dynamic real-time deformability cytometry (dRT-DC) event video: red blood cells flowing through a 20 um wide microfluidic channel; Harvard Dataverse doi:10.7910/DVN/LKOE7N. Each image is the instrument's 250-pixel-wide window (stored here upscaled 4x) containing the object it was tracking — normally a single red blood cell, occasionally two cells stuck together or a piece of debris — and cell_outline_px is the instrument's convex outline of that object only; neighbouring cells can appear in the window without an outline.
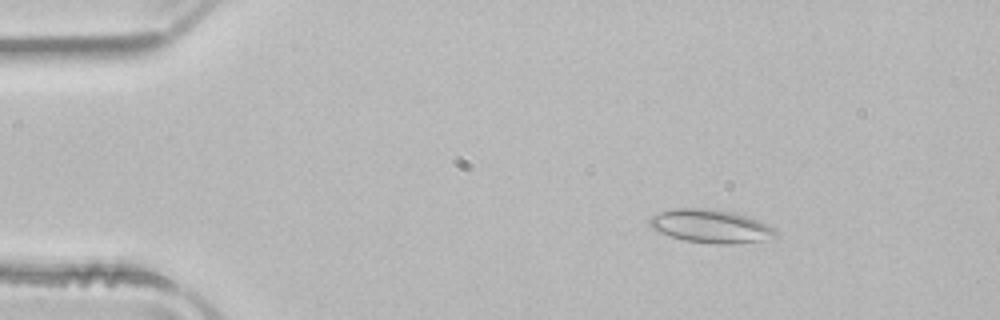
{"species": "common noctule bat (a hibernating species)", "species_latin": "Nyctalus noctula", "temperature_condition": "room temperature", "stored_images_in_passage": 50, "camera_frame_rate_fps": 3000, "um_per_image_px": 0.085, "animal": {"sex": "male", "body_mass_g": 21.5, "forearm_length_mm": 52.0}, "frame": {"image": 1, "passage_image": 7, "time_ms": 2.0, "image_size_px": [1000, 320], "cell_outline_px": [[776, 236], [760, 240], [732, 244], [716, 244], [684, 240], [660, 232], [652, 228], [648, 224], [648, 220], [652, 216], [660, 212], [672, 208], [708, 208], [732, 212], [748, 216], [776, 228]], "centroid_in_image_um": [60.39, 19.21], "position_along_channel_um": 24.6, "area_um2": 24.33}}
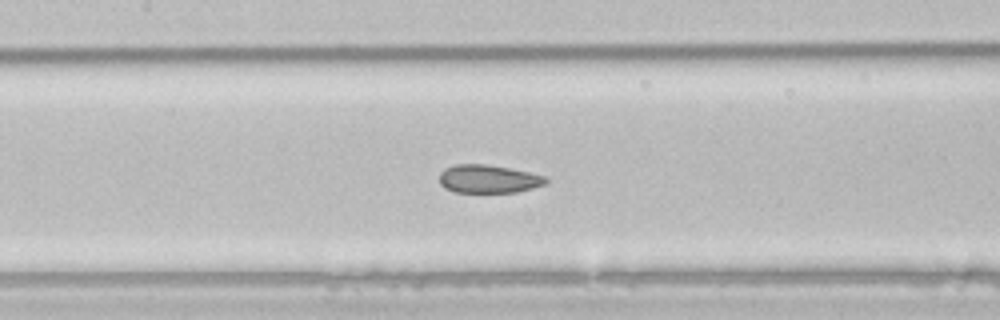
{"frame": {"image": 2, "passage_image": 23, "time_ms": 7.333, "image_size_px": [1000, 320], "cell_outline_px": [[548, 180], [544, 184], [532, 188], [516, 192], [456, 192], [444, 188], [440, 184], [440, 172], [444, 168], [456, 164], [488, 164], [532, 172], [548, 176]], "centroid_in_image_um": [41.53, 15.2], "position_along_channel_um": 165.9, "area_um2": 17.69}}
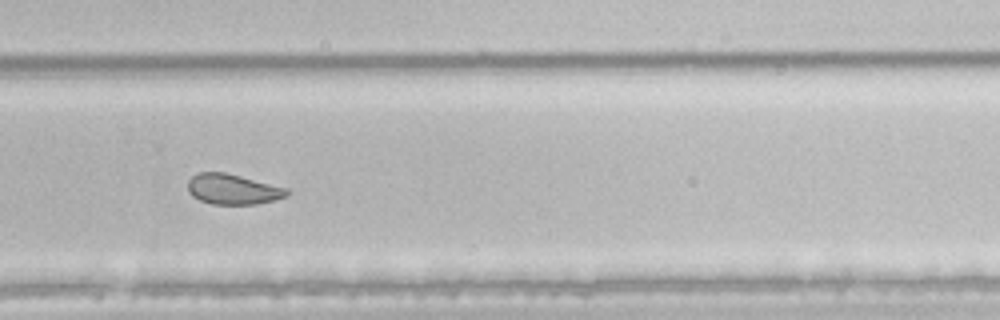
{"frame": {"image": 3, "passage_image": 34, "time_ms": 11.0, "image_size_px": [1000, 320], "cell_outline_px": [[288, 196], [276, 200], [256, 204], [212, 204], [200, 200], [192, 196], [188, 192], [188, 180], [192, 176], [200, 172], [224, 172], [288, 188]], "centroid_in_image_um": [19.79, 16.09], "position_along_channel_um": 310.0, "area_um2": 17.51}, "authors_computed_cell_mechanics": {"area_um2": 20.808, "velocity_mm_per_s": 3.9561, "shape_relaxation_time_tau1_ms": 6.8268, "shape_relaxation_time_tau2_ms": 1.2682, "deformation_change_tau1": 0.0991, "deformation_change_tau2": 0.0355}}